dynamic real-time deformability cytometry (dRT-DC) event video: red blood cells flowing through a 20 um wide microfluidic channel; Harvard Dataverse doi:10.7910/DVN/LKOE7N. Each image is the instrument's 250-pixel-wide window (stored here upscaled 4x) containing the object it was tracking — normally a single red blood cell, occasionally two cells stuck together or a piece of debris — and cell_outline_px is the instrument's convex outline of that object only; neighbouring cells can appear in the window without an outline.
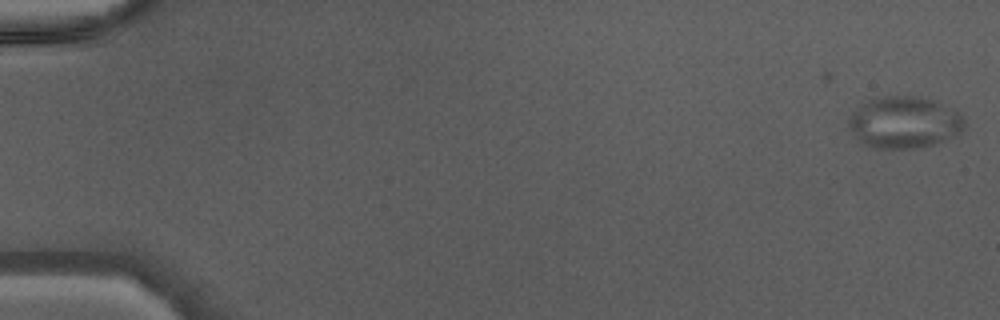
{"species": "Egyptian fruit bat (a non-hibernating species)", "species_latin": "Rousettus aegyptiacus", "temperature_condition": "warm", "stored_images_in_passage": 6, "camera_frame_rate_fps": 3000, "um_per_image_px": 0.085, "animal": {"sex": "male"}, "frame": {"image": 1, "passage_image": 1, "time_ms": 0.0, "image_size_px": [1000, 320], "cell_outline_px": [[964, 128], [960, 132], [944, 140], [932, 144], [916, 148], [876, 148], [864, 144], [848, 128], [848, 116], [868, 96], [916, 96], [932, 100], [960, 112], [964, 116]], "centroid_in_image_um": [76.81, 10.37], "position_along_channel_um": 8.2, "area_um2": 35.14}}